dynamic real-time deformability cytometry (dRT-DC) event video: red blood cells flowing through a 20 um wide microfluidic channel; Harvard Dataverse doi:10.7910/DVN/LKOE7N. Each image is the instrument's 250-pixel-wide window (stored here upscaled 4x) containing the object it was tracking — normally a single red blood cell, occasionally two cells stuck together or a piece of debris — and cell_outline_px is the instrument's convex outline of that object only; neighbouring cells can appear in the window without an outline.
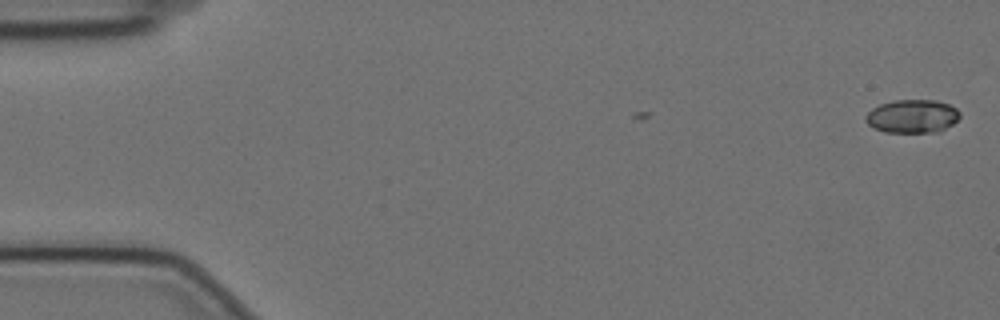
{"species": "Egyptian fruit bat (a non-hibernating species)", "species_latin": "Rousettus aegyptiacus", "temperature_condition": "cold", "stored_images_in_passage": 3, "camera_frame_rate_fps": 3000, "um_per_image_px": 0.085, "animal": {"sex": "female"}, "frame": {"image": 1, "passage_image": 1, "time_ms": 0.0, "image_size_px": [1000, 320], "cell_outline_px": [[960, 116], [952, 124], [940, 132], [884, 132], [872, 128], [864, 120], [864, 116], [872, 108], [880, 104], [896, 100], [936, 100], [948, 104], [956, 108], [960, 112]], "centroid_in_image_um": [77.52, 9.89], "position_along_channel_um": 7.5, "area_um2": 18.44}}